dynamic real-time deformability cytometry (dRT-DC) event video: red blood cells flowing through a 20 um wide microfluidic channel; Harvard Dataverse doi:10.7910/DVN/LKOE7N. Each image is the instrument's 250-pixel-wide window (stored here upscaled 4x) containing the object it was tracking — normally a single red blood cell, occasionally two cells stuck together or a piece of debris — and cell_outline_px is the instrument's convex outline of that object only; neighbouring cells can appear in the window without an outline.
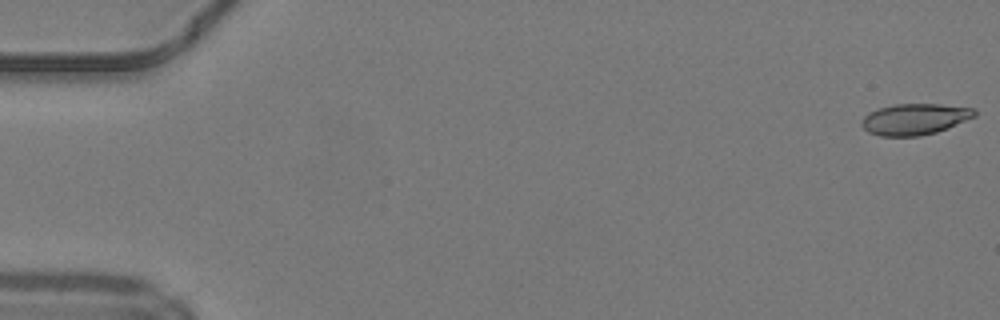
{"species": "common noctule bat (a hibernating species)", "species_latin": "Nyctalus noctula", "temperature_condition": "warm", "stored_images_in_passage": 12, "camera_frame_rate_fps": 3000, "um_per_image_px": 0.085, "animal": {"sex": "male", "body_mass_g": 19.2, "forearm_length_mm": 51.8}, "frame": {"image": 1, "passage_image": 1, "time_ms": 0.0, "image_size_px": [1000, 320], "cell_outline_px": [[976, 116], [936, 132], [920, 136], [880, 136], [868, 132], [860, 124], [864, 116], [868, 112], [880, 108], [896, 104], [940, 104], [972, 108], [976, 112]], "centroid_in_image_um": [77.72, 10.13], "position_along_channel_um": 7.3, "area_um2": 20.35}}